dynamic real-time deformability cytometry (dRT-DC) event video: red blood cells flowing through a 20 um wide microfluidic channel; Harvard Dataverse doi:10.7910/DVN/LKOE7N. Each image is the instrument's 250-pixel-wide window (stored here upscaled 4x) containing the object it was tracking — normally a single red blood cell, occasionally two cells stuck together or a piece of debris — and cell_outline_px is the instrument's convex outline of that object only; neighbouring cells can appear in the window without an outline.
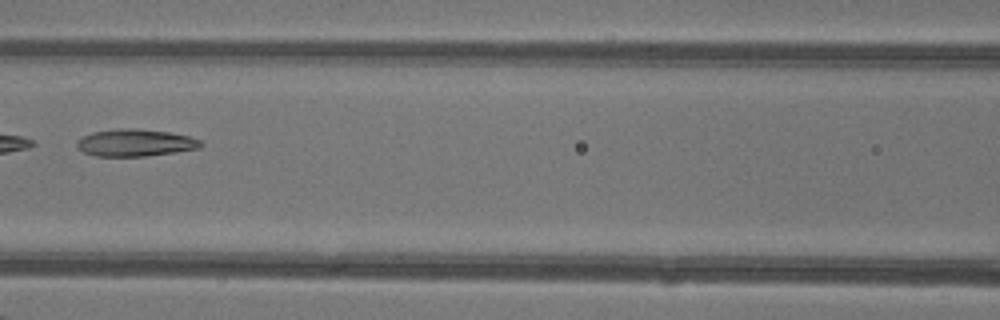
{"species": "common noctule bat (a hibernating species)", "species_latin": "Nyctalus noctula", "temperature_condition": "warm", "stored_images_in_passage": 27, "camera_frame_rate_fps": 3000, "um_per_image_px": 0.085, "animal": {"sex": "female"}, "frame": {"image": 1, "passage_image": 23, "time_ms": 7.333, "image_size_px": [1000, 320], "cell_outline_px": [[204, 144], [200, 148], [176, 152], [144, 156], [96, 156], [84, 152], [76, 144], [76, 140], [92, 132], [116, 128], [140, 128], [168, 132], [188, 136], [200, 140]], "centroid_in_image_um": [11.51, 12.12], "position_along_channel_um": 155.1, "area_um2": 19.65}}